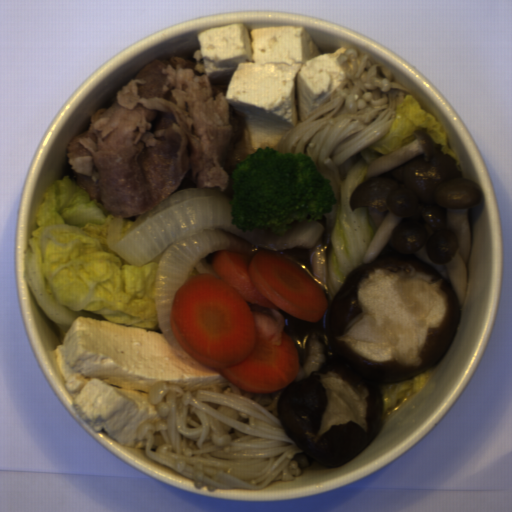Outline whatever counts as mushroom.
Returning <instances> with one entry per match:
<instances>
[{
  "instance_id": "1",
  "label": "mushroom",
  "mask_w": 512,
  "mask_h": 512,
  "mask_svg": "<svg viewBox=\"0 0 512 512\" xmlns=\"http://www.w3.org/2000/svg\"><path fill=\"white\" fill-rule=\"evenodd\" d=\"M461 308L451 280L414 254L380 257L351 271L321 318V369L281 390L277 417L285 435L322 466L352 459L379 431L377 384L439 364Z\"/></svg>"
}]
</instances>
